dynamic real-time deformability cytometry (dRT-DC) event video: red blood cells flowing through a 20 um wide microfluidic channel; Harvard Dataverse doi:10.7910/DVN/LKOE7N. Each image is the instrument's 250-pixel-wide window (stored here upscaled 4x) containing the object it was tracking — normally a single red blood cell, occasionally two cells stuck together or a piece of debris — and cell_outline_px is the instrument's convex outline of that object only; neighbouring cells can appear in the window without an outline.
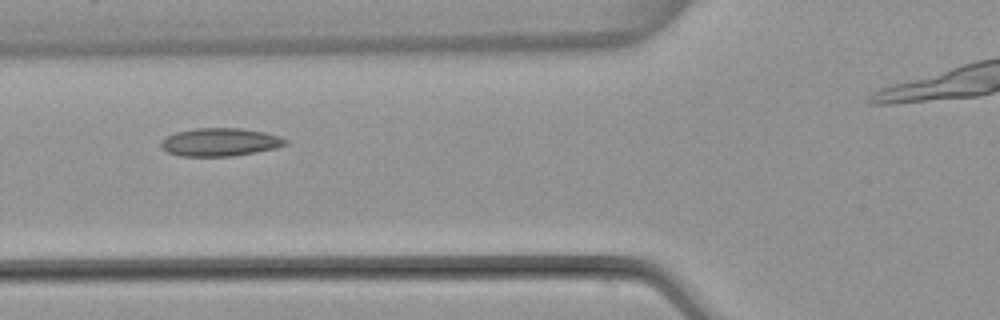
{"species": "common noctule bat (a hibernating species)", "species_latin": "Nyctalus noctula", "temperature_condition": "warm", "stored_images_in_passage": 4, "segment_of_instrument_passage": [1, 2], "camera_frame_rate_fps": 3000, "um_per_image_px": 0.085, "animal": {"sex": "female", "body_mass_g": 22.7, "forearm_length_mm": 54.2}, "frame": {"image": 1, "passage_image": 2, "time_ms": 1.0, "image_size_px": [1000, 320], "cell_outline_px": [[288, 144], [276, 148], [256, 152], [232, 156], [180, 156], [168, 152], [160, 148], [160, 140], [176, 132], [196, 128], [240, 128], [264, 132], [280, 136], [288, 140]], "centroid_in_image_um": [18.7, 12.08], "position_along_channel_um": 107.1, "area_um2": 20.46}}
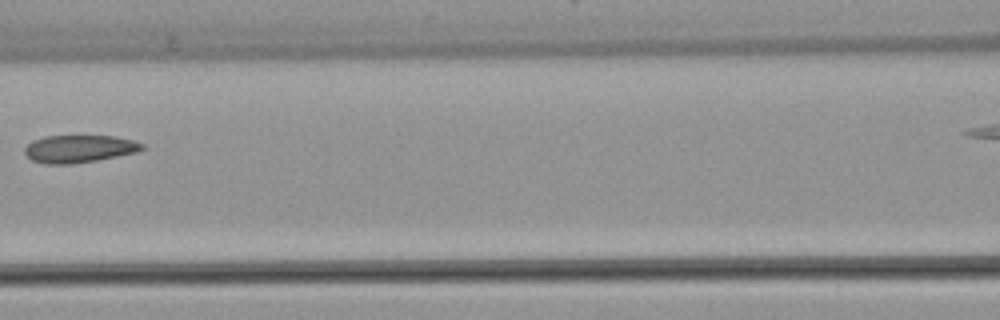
{"frame": {"image": 2, "passage_image": 3, "time_ms": 2.333, "image_size_px": [1000, 320], "cell_outline_px": [[144, 148], [136, 152], [96, 160], [72, 164], [44, 164], [32, 160], [24, 152], [24, 148], [32, 140], [44, 136], [112, 136], [132, 140], [144, 144]], "centroid_in_image_um": [6.69, 12.65], "position_along_channel_um": 159.9, "area_um2": 18.73}}